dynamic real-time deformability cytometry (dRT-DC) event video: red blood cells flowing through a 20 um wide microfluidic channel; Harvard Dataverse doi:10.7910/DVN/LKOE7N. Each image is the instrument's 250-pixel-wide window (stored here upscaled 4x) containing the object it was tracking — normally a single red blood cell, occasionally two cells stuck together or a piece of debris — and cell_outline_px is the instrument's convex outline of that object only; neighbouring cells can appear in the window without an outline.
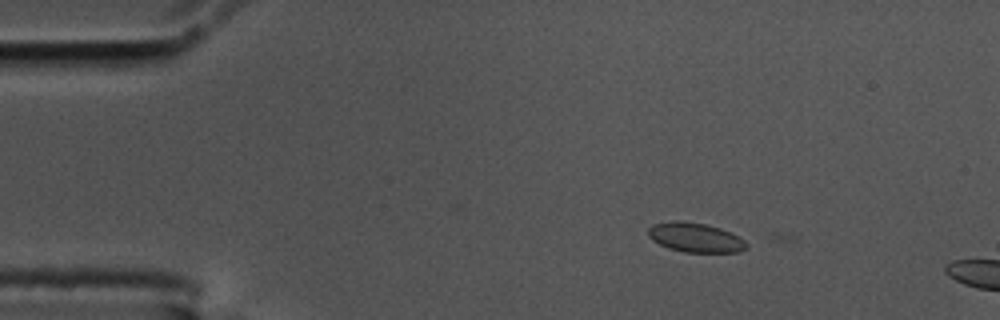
{"species": "common noctule bat (a hibernating species)", "species_latin": "Nyctalus noctula", "temperature_condition": "cold", "stored_images_in_passage": 3, "camera_frame_rate_fps": 3000, "um_per_image_px": 0.085, "animal": {"sex": "male", "body_mass_g": 17.5, "forearm_length_mm": 52.3}, "frame": {"image": 1, "passage_image": 1, "time_ms": 0.0, "image_size_px": [1000, 320], "cell_outline_px": [[748, 248], [740, 252], [684, 252], [668, 248], [652, 240], [648, 236], [648, 228], [652, 224], [672, 220], [680, 220], [704, 224], [720, 228], [732, 232], [744, 240], [748, 244]], "centroid_in_image_um": [59.1, 20.18], "position_along_channel_um": 25.9, "area_um2": 17.05}}